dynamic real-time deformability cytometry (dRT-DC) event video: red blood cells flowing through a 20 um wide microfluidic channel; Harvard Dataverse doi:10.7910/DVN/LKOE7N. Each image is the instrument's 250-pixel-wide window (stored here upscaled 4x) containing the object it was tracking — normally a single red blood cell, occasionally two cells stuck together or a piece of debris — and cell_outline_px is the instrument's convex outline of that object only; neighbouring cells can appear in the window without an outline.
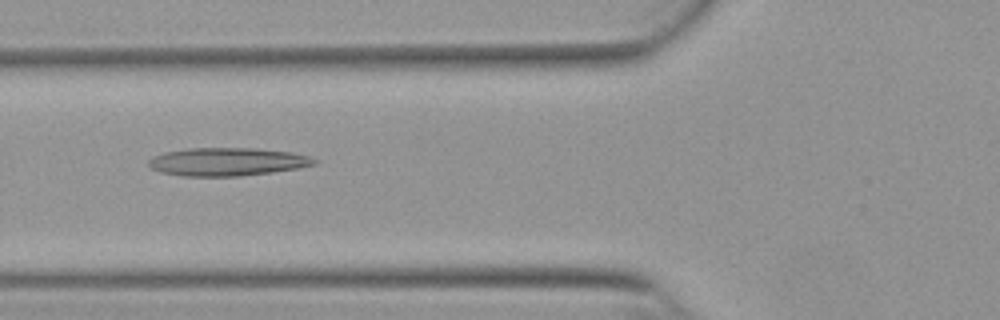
{"species": "Egyptian fruit bat (a non-hibernating species)", "species_latin": "Rousettus aegyptiacus", "temperature_condition": "warm", "stored_images_in_passage": 35, "camera_frame_rate_fps": 3000, "um_per_image_px": 0.085, "animal": {"sex": "female"}, "frame": {"image": 1, "passage_image": 7, "time_ms": 2.0, "image_size_px": [1000, 320], "cell_outline_px": [[320, 160], [316, 164], [300, 168], [272, 172], [240, 176], [184, 176], [160, 172], [152, 168], [148, 164], [148, 160], [152, 156], [164, 152], [188, 148], [256, 148], [292, 152], [308, 156]], "centroid_in_image_um": [19.34, 13.74], "position_along_channel_um": 106.5, "area_um2": 27.34}}
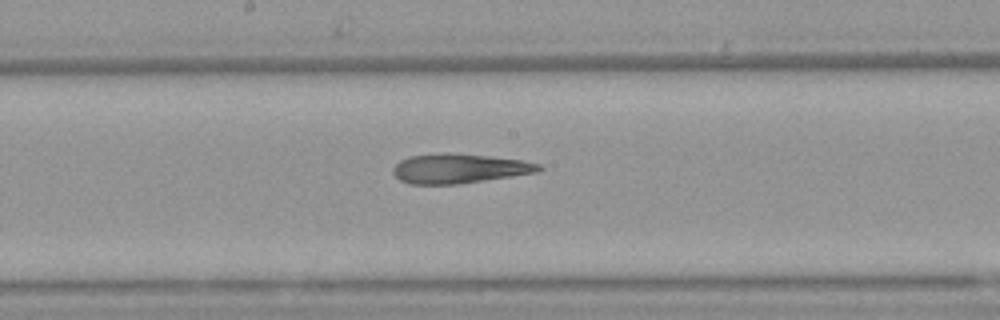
{"frame": {"image": 2, "passage_image": 15, "time_ms": 4.667, "image_size_px": [1000, 320], "cell_outline_px": [[544, 168], [536, 172], [512, 176], [456, 184], [408, 184], [400, 180], [392, 172], [392, 168], [400, 160], [408, 156], [444, 152], [452, 152], [488, 156], [520, 160], [540, 164]], "centroid_in_image_um": [38.98, 14.31], "position_along_channel_um": 209.2, "area_um2": 25.09}}
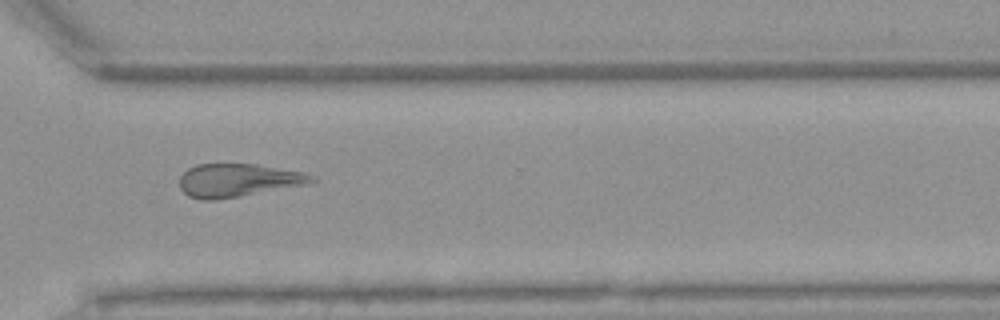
{"frame": {"image": 3, "passage_image": 26, "time_ms": 8.333, "image_size_px": [1000, 320], "cell_outline_px": [[316, 180], [308, 184], [240, 196], [216, 200], [200, 200], [188, 196], [180, 188], [180, 176], [188, 168], [196, 164], [256, 164], [304, 172], [316, 176]], "centroid_in_image_um": [20.23, 15.32], "position_along_channel_um": 350.4, "area_um2": 25.61}, "authors_computed_cell_mechanics": {"area_um2": 25.432, "velocity_mm_per_s": 3.8561, "shape_relaxation_time_tau1_ms": null, "shape_relaxation_time_tau2_ms": 4.0128, "deformation_change_tau1": null, "deformation_change_tau2": 0.1518}}